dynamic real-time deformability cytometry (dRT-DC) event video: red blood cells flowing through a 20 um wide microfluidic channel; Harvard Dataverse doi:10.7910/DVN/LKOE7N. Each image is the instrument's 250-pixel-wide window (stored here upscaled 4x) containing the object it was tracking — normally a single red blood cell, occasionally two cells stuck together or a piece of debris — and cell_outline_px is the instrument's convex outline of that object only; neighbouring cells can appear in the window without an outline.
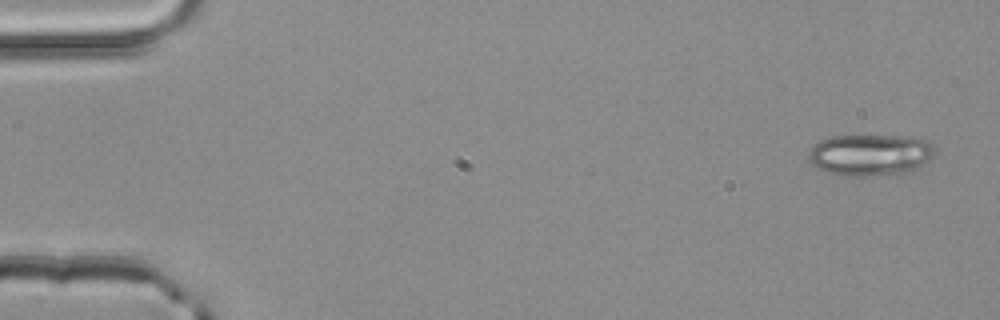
{"species": "common noctule bat (a hibernating species)", "species_latin": "Nyctalus noctula", "temperature_condition": "room temperature", "stored_images_in_passage": 4, "camera_frame_rate_fps": 3000, "um_per_image_px": 0.085, "animal": {"sex": "male", "body_mass_g": 20.4}, "frame": {"image": 1, "passage_image": 1, "time_ms": 0.0, "image_size_px": [1000, 320], "cell_outline_px": [[936, 152], [924, 164], [912, 172], [900, 176], [840, 176], [816, 168], [808, 160], [808, 152], [820, 140], [832, 136], [892, 136], [924, 140], [932, 144]], "centroid_in_image_um": [73.97, 13.21], "position_along_channel_um": 11.0, "area_um2": 30.98}}